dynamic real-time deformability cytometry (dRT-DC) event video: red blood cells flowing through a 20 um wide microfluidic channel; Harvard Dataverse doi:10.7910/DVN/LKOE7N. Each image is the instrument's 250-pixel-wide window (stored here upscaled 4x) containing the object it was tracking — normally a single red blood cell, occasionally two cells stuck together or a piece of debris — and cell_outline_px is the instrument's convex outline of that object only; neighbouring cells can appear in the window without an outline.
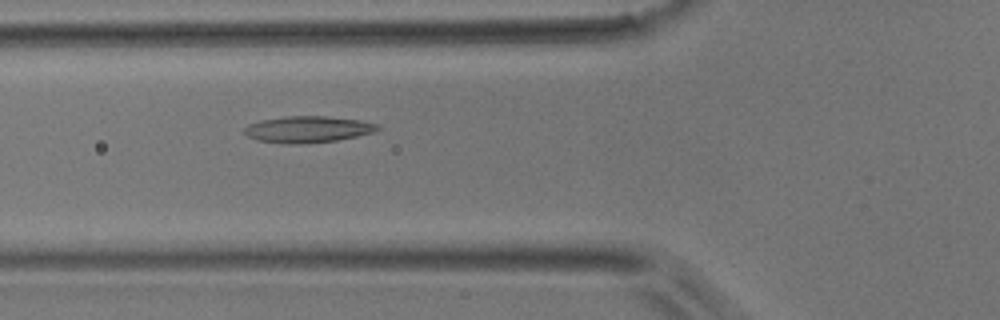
{"species": "common noctule bat (a hibernating species)", "species_latin": "Nyctalus noctula", "temperature_condition": "room temperature", "stored_images_in_passage": 37, "camera_frame_rate_fps": 3000, "um_per_image_px": 0.085, "animal": {"sex": "male", "body_mass_g": 17.9}, "frame": {"image": 1, "passage_image": 5, "time_ms": 1.333, "image_size_px": [1000, 320], "cell_outline_px": [[380, 128], [372, 132], [356, 136], [336, 140], [300, 144], [280, 144], [256, 140], [248, 136], [244, 132], [244, 128], [248, 124], [260, 120], [284, 116], [328, 116], [360, 120], [376, 124]], "centroid_in_image_um": [26.09, 10.99], "position_along_channel_um": 99.7, "area_um2": 20.58}}
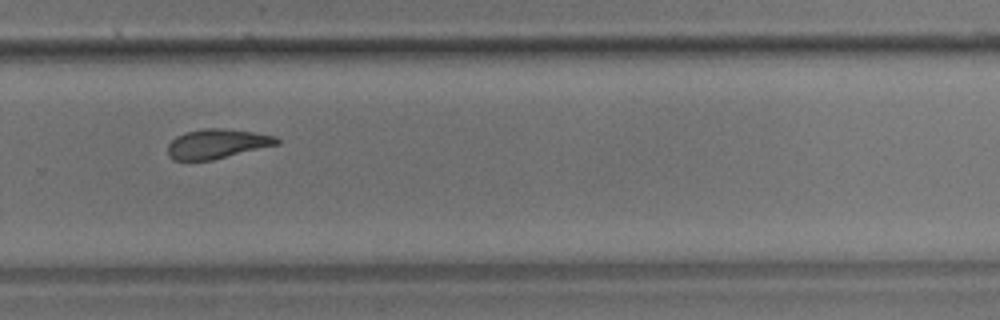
{"frame": {"image": 2, "passage_image": 21, "time_ms": 6.667, "image_size_px": [1000, 320], "cell_outline_px": [[280, 144], [212, 160], [172, 160], [168, 156], [168, 144], [176, 136], [188, 132], [204, 128], [220, 128], [256, 132], [276, 136], [280, 140]], "centroid_in_image_um": [18.47, 12.22], "position_along_channel_um": 311.3, "area_um2": 18.79}}
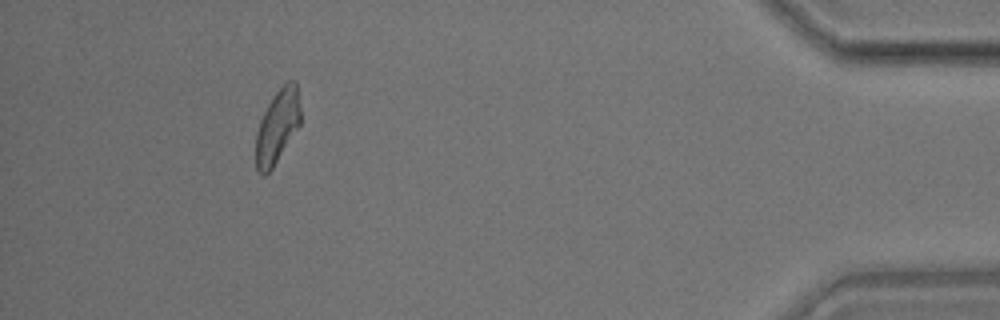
{"frame": {"image": 3, "passage_image": 33, "time_ms": 10.667, "image_size_px": [1000, 320], "cell_outline_px": [[300, 124], [272, 168], [264, 176], [256, 168], [256, 132], [260, 120], [268, 104], [276, 92], [288, 80], [296, 80], [300, 104]], "centroid_in_image_um": [23.58, 10.72], "position_along_channel_um": 411.6, "area_um2": 18.9}}